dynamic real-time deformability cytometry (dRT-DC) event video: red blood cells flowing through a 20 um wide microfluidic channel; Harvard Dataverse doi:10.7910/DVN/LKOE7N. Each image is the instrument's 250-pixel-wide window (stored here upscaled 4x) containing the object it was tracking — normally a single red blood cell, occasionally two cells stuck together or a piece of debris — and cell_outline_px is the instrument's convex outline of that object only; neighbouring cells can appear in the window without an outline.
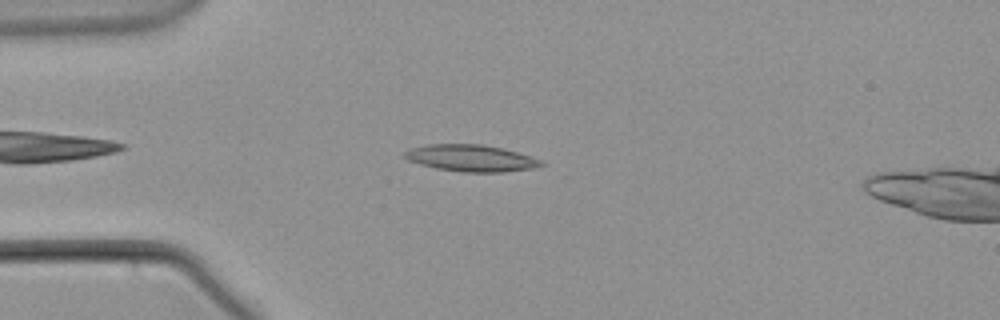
{"species": "common noctule bat (a hibernating species)", "species_latin": "Nyctalus noctula", "temperature_condition": "warm", "stored_images_in_passage": 42, "camera_frame_rate_fps": 3000, "um_per_image_px": 0.085, "animal": {"sex": "male", "body_mass_g": 21.5, "forearm_length_mm": 52.0}, "frame": {"image": 1, "passage_image": 7, "time_ms": 2.0, "image_size_px": [1000, 320], "cell_outline_px": [[548, 164], [532, 168], [504, 172], [464, 172], [436, 168], [420, 164], [408, 160], [400, 156], [404, 152], [412, 148], [428, 144], [480, 144], [500, 148], [516, 152], [540, 160]], "centroid_in_image_um": [39.99, 13.44], "position_along_channel_um": 45.0, "area_um2": 21.1}}
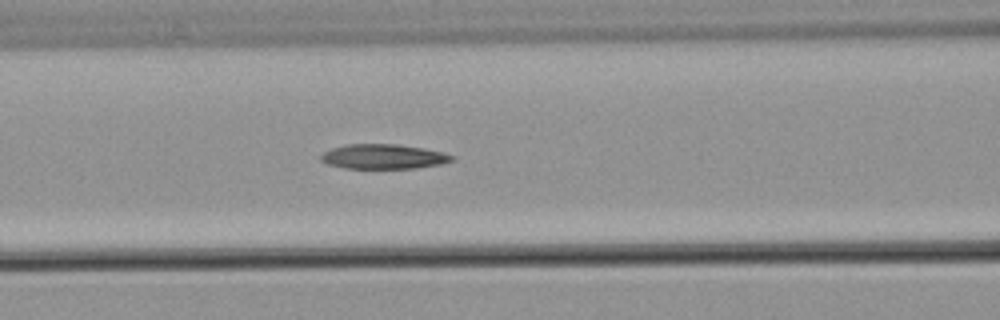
{"frame": {"image": 2, "passage_image": 16, "time_ms": 5.0, "image_size_px": [1000, 320], "cell_outline_px": [[456, 160], [440, 164], [416, 168], [344, 168], [328, 164], [320, 160], [320, 156], [324, 152], [332, 148], [348, 144], [396, 144], [424, 148], [444, 152], [456, 156]], "centroid_in_image_um": [32.64, 13.31], "position_along_channel_um": 134.0, "area_um2": 18.96}}
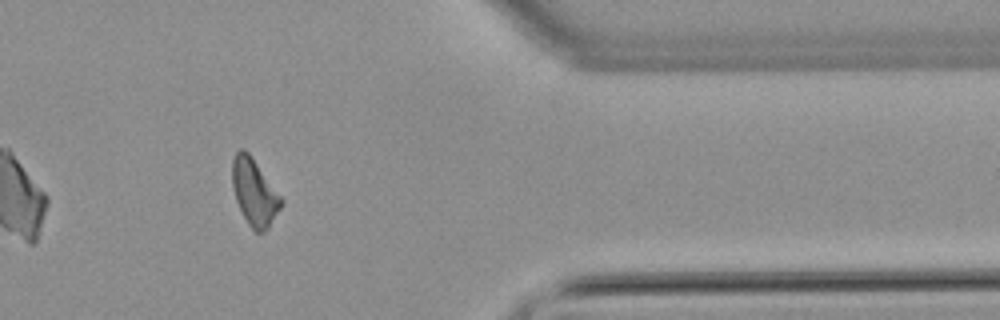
{"frame": {"image": 3, "passage_image": 39, "time_ms": 12.667, "image_size_px": [1000, 320], "cell_outline_px": [[284, 200], [280, 208], [268, 228], [264, 232], [256, 232], [248, 224], [236, 200], [232, 188], [232, 160], [236, 152], [240, 148], [244, 148], [248, 152]], "centroid_in_image_um": [21.61, 16.33], "position_along_channel_um": 389.8, "area_um2": 18.79}}